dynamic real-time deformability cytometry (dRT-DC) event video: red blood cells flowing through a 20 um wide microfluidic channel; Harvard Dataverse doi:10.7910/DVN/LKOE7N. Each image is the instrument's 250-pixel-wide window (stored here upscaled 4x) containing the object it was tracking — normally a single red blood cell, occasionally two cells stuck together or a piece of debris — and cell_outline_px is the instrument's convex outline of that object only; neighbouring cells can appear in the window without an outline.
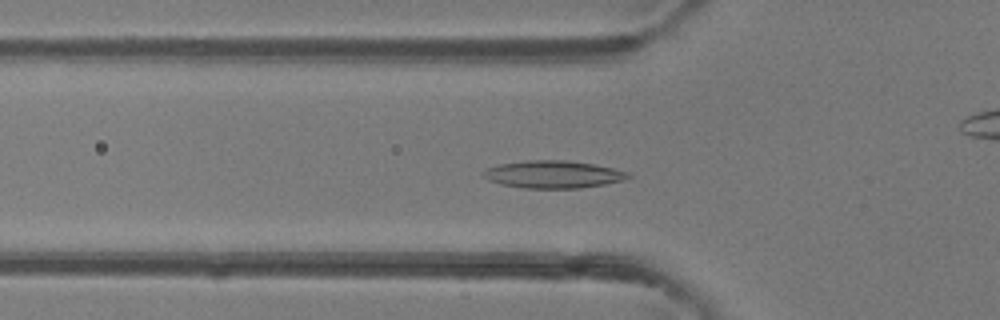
{"species": "common noctule bat (a hibernating species)", "species_latin": "Nyctalus noctula", "temperature_condition": "room temperature", "stored_images_in_passage": 48, "camera_frame_rate_fps": 3000, "um_per_image_px": 0.085, "animal": {"sex": "female"}, "frame": {"image": 1, "passage_image": 16, "time_ms": 5.0, "image_size_px": [1000, 320], "cell_outline_px": [[632, 176], [620, 180], [604, 184], [580, 188], [524, 188], [500, 184], [488, 180], [480, 176], [480, 172], [484, 168], [500, 164], [524, 160], [564, 160], [592, 164], [612, 168], [628, 172]], "centroid_in_image_um": [46.91, 14.82], "position_along_channel_um": 78.9, "area_um2": 23.24}}
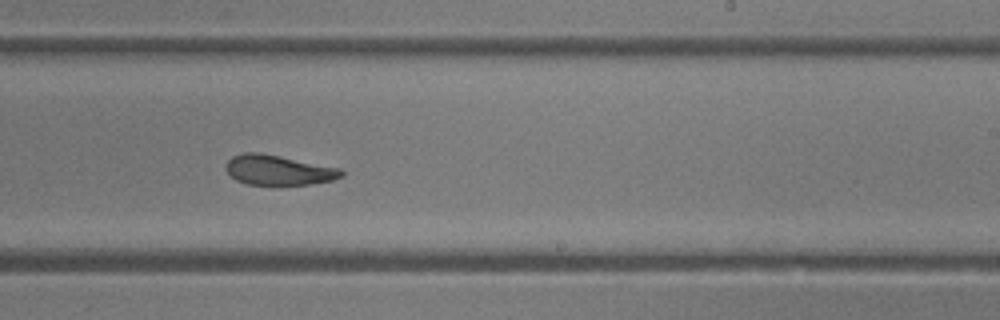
{"frame": {"image": 2, "passage_image": 29, "time_ms": 9.333, "image_size_px": [1000, 320], "cell_outline_px": [[344, 176], [332, 180], [312, 184], [248, 184], [236, 180], [224, 168], [228, 160], [232, 156], [244, 152], [260, 152], [340, 168], [344, 172]], "centroid_in_image_um": [23.66, 14.44], "position_along_channel_um": 265.3, "area_um2": 20.06}}
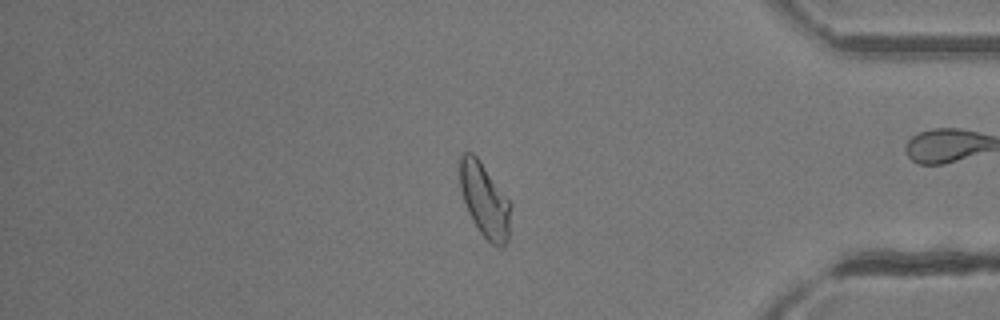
{"frame": {"image": 3, "passage_image": 40, "time_ms": 13.0, "image_size_px": [1000, 320], "cell_outline_px": [[512, 204], [508, 240], [500, 248], [496, 248], [480, 232], [472, 220], [468, 212], [460, 188], [460, 156], [464, 152], [472, 152], [480, 160]], "centroid_in_image_um": [41.21, 17.03], "position_along_channel_um": 394.0, "area_um2": 21.96}, "authors_computed_cell_mechanics": {"area_um2": 22.2241, "velocity_mm_per_s": 4.2953, "shape_relaxation_time_tau1_ms": 9.6905, "shape_relaxation_time_tau2_ms": 2.7421, "deformation_change_tau1": 0.2367, "deformation_change_tau2": 0.0978}}